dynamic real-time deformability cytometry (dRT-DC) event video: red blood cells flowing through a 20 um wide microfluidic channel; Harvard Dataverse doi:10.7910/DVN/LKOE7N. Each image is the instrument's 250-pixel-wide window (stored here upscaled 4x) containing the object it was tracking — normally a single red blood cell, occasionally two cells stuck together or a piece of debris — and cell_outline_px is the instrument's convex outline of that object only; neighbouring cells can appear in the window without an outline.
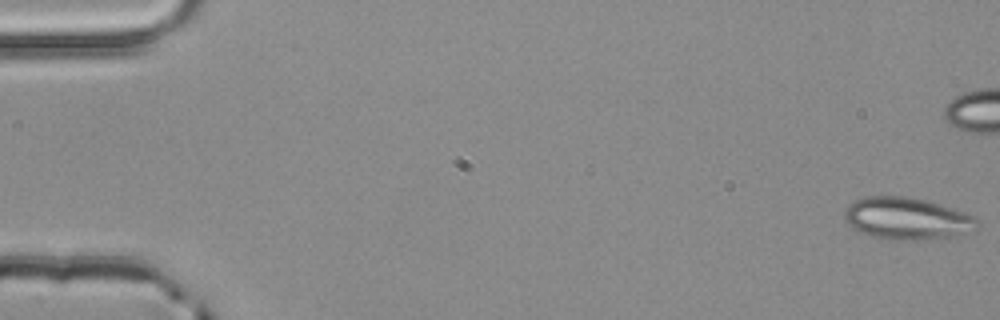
{"species": "common noctule bat (a hibernating species)", "species_latin": "Nyctalus noctula", "temperature_condition": "room temperature", "stored_images_in_passage": 5, "camera_frame_rate_fps": 3000, "um_per_image_px": 0.085, "animal": {"sex": "male", "body_mass_g": 20.4}, "frame": {"image": 1, "passage_image": 1, "time_ms": 0.0, "image_size_px": [1000, 320], "cell_outline_px": [[980, 224], [976, 228], [968, 232], [956, 236], [916, 240], [888, 240], [872, 236], [852, 228], [844, 220], [844, 208], [848, 204], [864, 196], [904, 196], [928, 200], [964, 212], [980, 220]], "centroid_in_image_um": [77.07, 18.57], "position_along_channel_um": 7.9, "area_um2": 32.83}}